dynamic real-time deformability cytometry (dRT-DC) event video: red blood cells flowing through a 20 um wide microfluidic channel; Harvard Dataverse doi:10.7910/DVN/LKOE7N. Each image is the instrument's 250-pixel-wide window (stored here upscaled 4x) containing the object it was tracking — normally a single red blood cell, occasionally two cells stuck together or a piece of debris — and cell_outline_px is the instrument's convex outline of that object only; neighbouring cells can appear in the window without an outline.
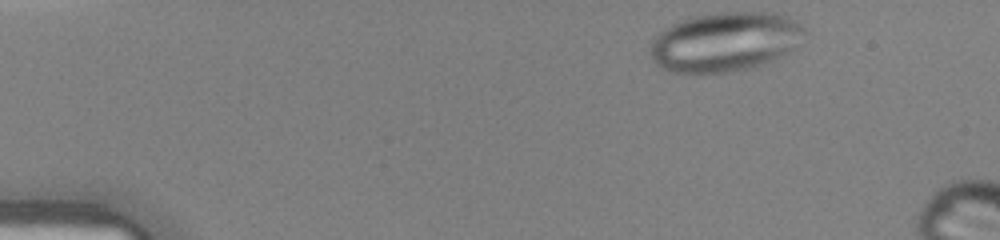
{"species": "human", "species_latin": "Homo sapiens", "temperature_condition": "warm", "stored_images_in_passage": 33, "camera_frame_rate_fps": 3000, "um_per_image_px": 0.085, "donor": {"sex": "female"}, "frame": {"image": 1, "passage_image": 1, "time_ms": 0.0, "image_size_px": [1000, 240], "cell_outline_px": [[804, 32], [796, 48], [756, 68], [728, 72], [696, 76], [672, 72], [660, 68], [652, 60], [648, 44], [664, 28], [680, 20], [692, 16], [716, 12], [776, 12], [788, 16], [796, 20], [804, 28]], "centroid_in_image_um": [61.58, 3.58], "position_along_channel_um": 23.4, "area_um2": 54.68}}
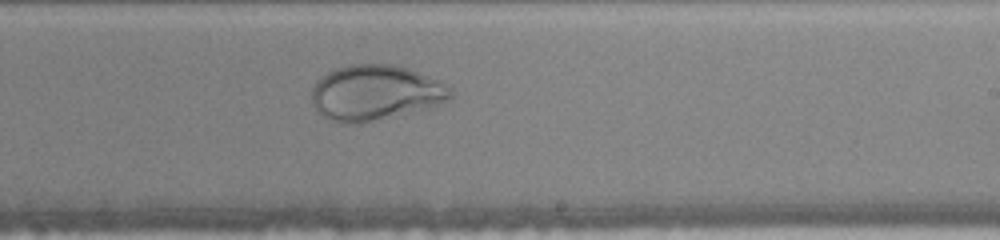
{"frame": {"image": 2, "passage_image": 22, "time_ms": 7.0, "image_size_px": [1000, 240], "cell_outline_px": [[452, 96], [448, 100], [432, 108], [360, 124], [344, 124], [332, 120], [324, 116], [312, 104], [312, 88], [316, 80], [320, 76], [336, 68], [352, 64], [392, 64], [408, 68], [440, 80], [452, 88]], "centroid_in_image_um": [31.94, 7.89], "position_along_channel_um": 257.1, "area_um2": 45.32}}
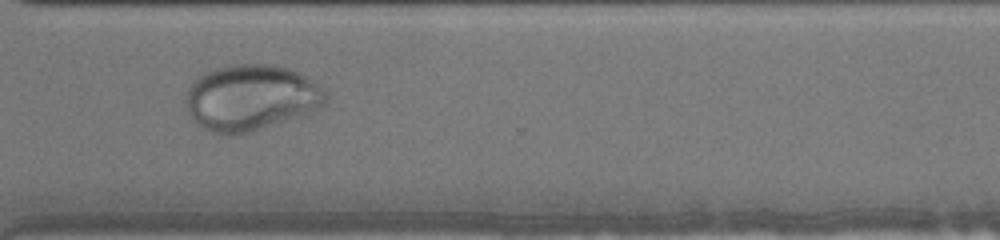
{"frame": {"image": 3, "passage_image": 28, "time_ms": 9.0, "image_size_px": [1000, 240], "cell_outline_px": [[328, 100], [324, 108], [300, 116], [236, 136], [228, 136], [212, 132], [204, 128], [188, 112], [184, 100], [188, 88], [200, 76], [216, 68], [232, 64], [276, 64], [300, 72], [308, 76], [320, 84], [328, 92]], "centroid_in_image_um": [21.41, 8.29], "position_along_channel_um": 349.2, "area_um2": 54.27}}